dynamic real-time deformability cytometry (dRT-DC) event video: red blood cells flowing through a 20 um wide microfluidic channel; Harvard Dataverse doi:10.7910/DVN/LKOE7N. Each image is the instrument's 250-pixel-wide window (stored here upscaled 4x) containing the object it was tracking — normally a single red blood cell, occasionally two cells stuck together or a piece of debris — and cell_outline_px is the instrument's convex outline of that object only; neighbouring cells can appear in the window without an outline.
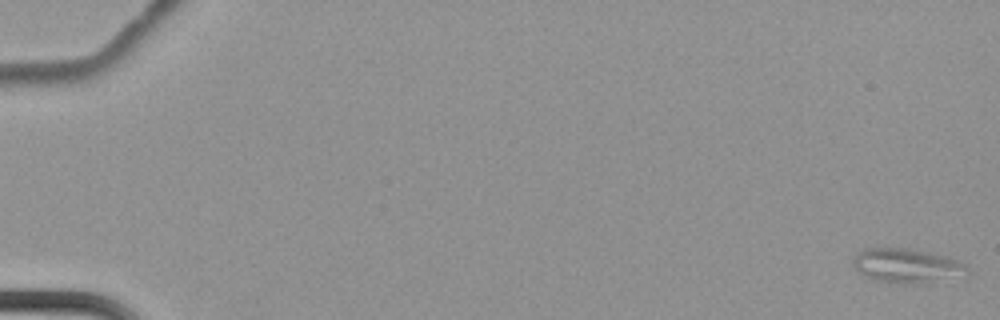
{"species": "common noctule bat (a hibernating species)", "species_latin": "Nyctalus noctula", "temperature_condition": "cold", "stored_images_in_passage": 9, "camera_frame_rate_fps": 3000, "um_per_image_px": 0.085, "animal": {"sex": "female", "body_mass_g": 22.7, "forearm_length_mm": 54.2}, "frame": {"image": 1, "passage_image": 1, "time_ms": 0.0, "image_size_px": [1000, 320], "cell_outline_px": [[968, 276], [924, 284], [900, 284], [876, 280], [856, 272], [852, 264], [852, 260], [864, 248], [908, 248], [928, 252], [944, 256], [956, 260], [964, 264], [968, 268]], "centroid_in_image_um": [77.11, 22.62], "position_along_channel_um": 7.9, "area_um2": 23.24}}
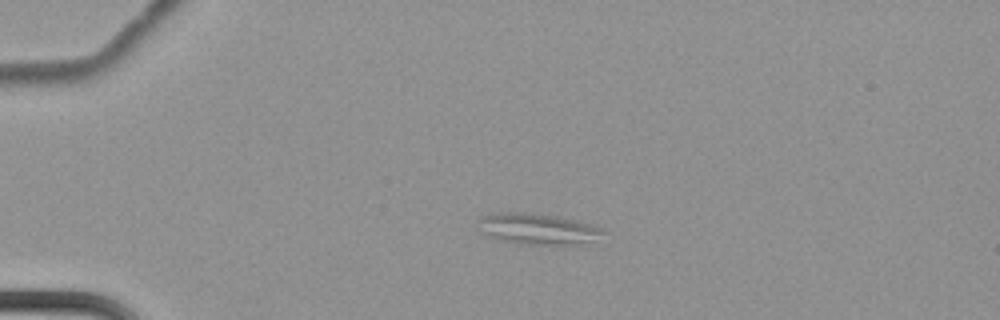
{"frame": {"image": 2, "passage_image": 6, "time_ms": 1.667, "image_size_px": [1000, 320], "cell_outline_px": [[604, 232], [592, 240], [568, 244], [524, 244], [500, 240], [488, 236], [484, 232], [480, 220], [480, 216], [500, 212], [528, 212], [560, 216], [596, 224]], "centroid_in_image_um": [45.72, 19.42], "position_along_channel_um": 39.3, "area_um2": 22.2}}
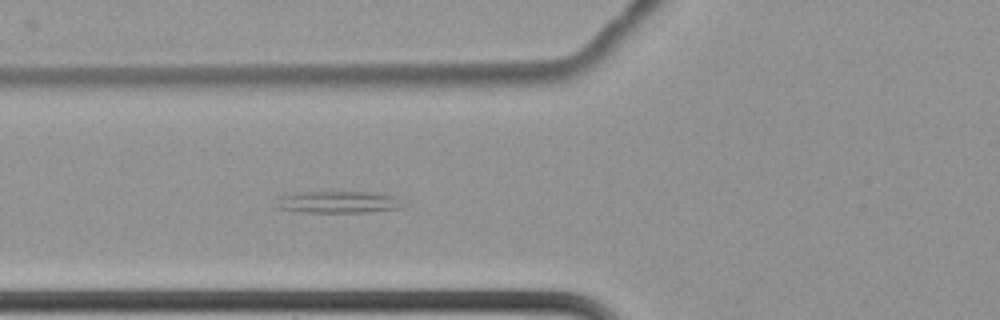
{"frame": {"image": 3, "passage_image": 9, "time_ms": 2.667, "image_size_px": [1000, 320], "cell_outline_px": [[404, 208], [368, 212], [300, 212], [276, 208], [280, 196], [300, 192], [380, 192], [396, 196], [400, 200]], "centroid_in_image_um": [28.81, 17.17], "position_along_channel_um": 97.0, "area_um2": 16.3}}